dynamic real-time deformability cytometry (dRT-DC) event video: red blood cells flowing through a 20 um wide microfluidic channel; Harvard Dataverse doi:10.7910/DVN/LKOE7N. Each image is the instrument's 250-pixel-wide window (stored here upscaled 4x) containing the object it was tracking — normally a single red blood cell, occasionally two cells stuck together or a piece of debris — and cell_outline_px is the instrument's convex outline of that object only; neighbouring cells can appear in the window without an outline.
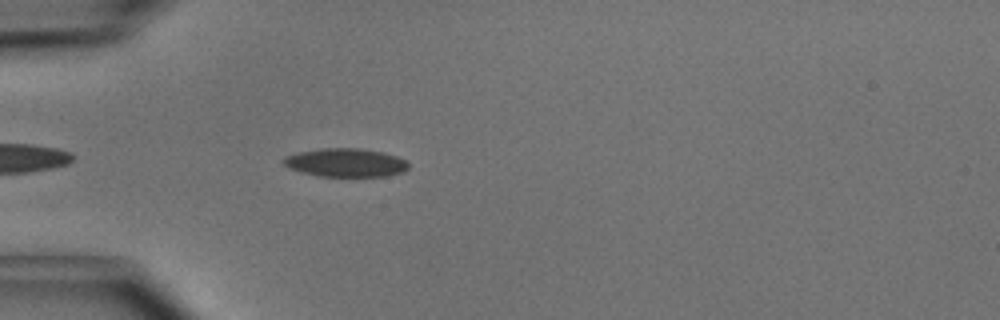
{"species": "common noctule bat (a hibernating species)", "species_latin": "Nyctalus noctula", "temperature_condition": "cold", "stored_images_in_passage": 8, "camera_frame_rate_fps": 3000, "um_per_image_px": 0.085, "animal": {"sex": "male", "body_mass_g": 15.6}, "frame": {"image": 1, "passage_image": 4, "time_ms": 1.0, "image_size_px": [1000, 320], "cell_outline_px": [[408, 168], [404, 172], [388, 176], [320, 176], [288, 168], [280, 160], [284, 156], [296, 152], [324, 148], [356, 148], [380, 152], [396, 156], [404, 160], [408, 164]], "centroid_in_image_um": [29.34, 13.82], "position_along_channel_um": 55.7, "area_um2": 20.63}}